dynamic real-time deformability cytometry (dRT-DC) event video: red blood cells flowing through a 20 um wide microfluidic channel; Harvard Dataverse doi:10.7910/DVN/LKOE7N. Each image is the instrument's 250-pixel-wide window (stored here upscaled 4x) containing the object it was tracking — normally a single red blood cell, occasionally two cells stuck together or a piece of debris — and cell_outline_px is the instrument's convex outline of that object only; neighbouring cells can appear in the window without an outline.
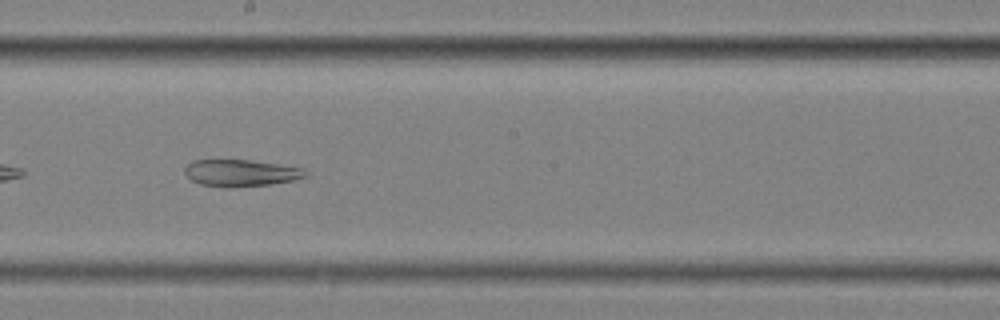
{"species": "common noctule bat (a hibernating species)", "species_latin": "Nyctalus noctula", "temperature_condition": "cold", "stored_images_in_passage": 10, "segment_of_instrument_passage": [2, 2], "camera_frame_rate_fps": 3000, "um_per_image_px": 0.085, "animal": {"sex": "female", "body_mass_g": 25.1}, "frame": {"image": 1, "passage_image": 9, "time_ms": 2.667, "image_size_px": [1000, 320], "cell_outline_px": [[308, 176], [292, 180], [268, 184], [200, 184], [192, 180], [184, 172], [184, 168], [192, 160], [248, 160], [304, 168], [308, 172]], "centroid_in_image_um": [20.5, 14.64], "position_along_channel_um": 227.7, "area_um2": 17.74}}
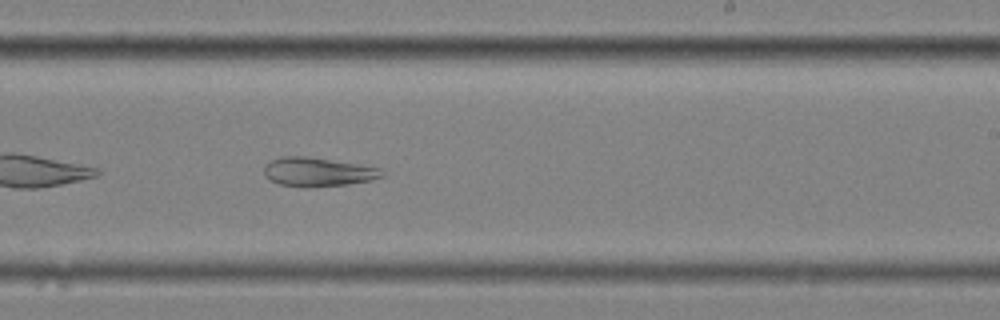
{"frame": {"image": 2, "passage_image": 10, "time_ms": 3.0, "image_size_px": [1000, 320], "cell_outline_px": [[384, 176], [372, 180], [348, 184], [280, 184], [264, 176], [264, 168], [272, 160], [280, 156], [304, 156], [380, 168], [384, 172]], "centroid_in_image_um": [27.04, 14.57], "position_along_channel_um": 262.0, "area_um2": 18.67}}